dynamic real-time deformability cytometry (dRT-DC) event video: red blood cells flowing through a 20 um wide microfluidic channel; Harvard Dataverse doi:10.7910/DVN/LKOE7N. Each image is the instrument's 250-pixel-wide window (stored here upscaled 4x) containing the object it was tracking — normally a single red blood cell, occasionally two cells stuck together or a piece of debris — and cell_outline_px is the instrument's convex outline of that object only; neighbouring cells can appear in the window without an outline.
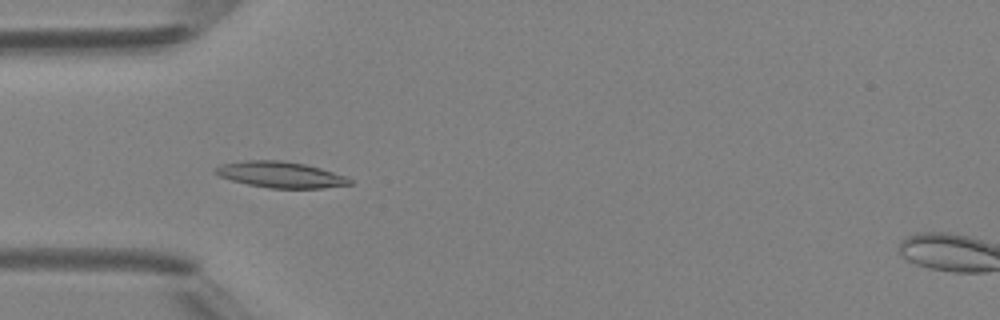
{"species": "Egyptian fruit bat (a non-hibernating species)", "species_latin": "Rousettus aegyptiacus", "temperature_condition": "room temperature", "stored_images_in_passage": 7, "camera_frame_rate_fps": 3000, "um_per_image_px": 0.085, "animal": {"sex": "female"}, "frame": {"image": 1, "passage_image": 5, "time_ms": 4.667, "image_size_px": [1000, 320], "cell_outline_px": [[352, 184], [324, 188], [268, 188], [248, 184], [232, 180], [220, 176], [212, 168], [220, 164], [248, 160], [280, 160], [304, 164], [320, 168], [348, 176], [352, 180]], "centroid_in_image_um": [23.87, 14.84], "position_along_channel_um": 61.1, "area_um2": 20.4}}
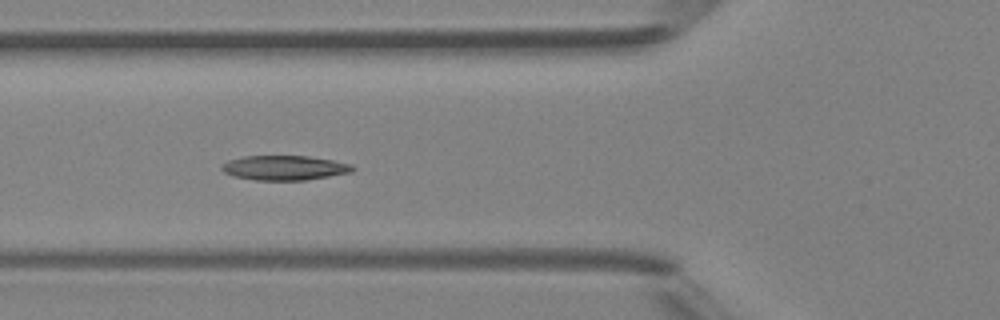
{"frame": {"image": 2, "passage_image": 6, "time_ms": 5.667, "image_size_px": [1000, 320], "cell_outline_px": [[356, 168], [352, 172], [304, 180], [256, 180], [236, 176], [224, 172], [220, 168], [228, 160], [244, 156], [308, 156], [332, 160], [352, 164]], "centroid_in_image_um": [24.21, 14.26], "position_along_channel_um": 101.6, "area_um2": 18.61}}
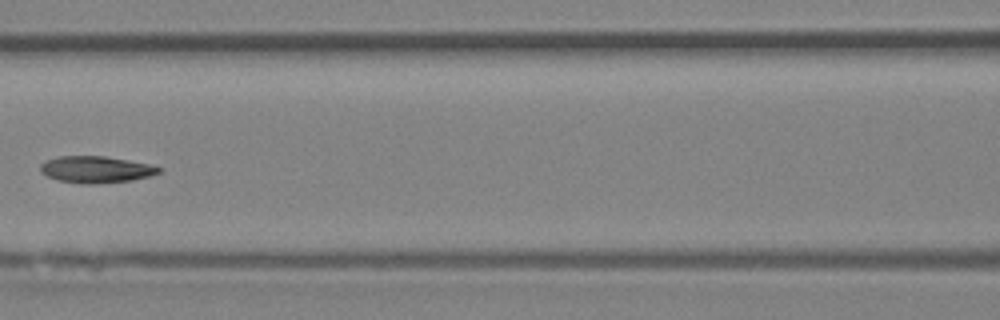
{"frame": {"image": 3, "passage_image": 7, "time_ms": 7.0, "image_size_px": [1000, 320], "cell_outline_px": [[164, 168], [160, 172], [148, 176], [132, 180], [96, 184], [80, 184], [56, 180], [40, 172], [40, 164], [44, 160], [56, 156], [104, 156], [152, 164]], "centroid_in_image_um": [8.13, 14.4], "position_along_channel_um": 158.5, "area_um2": 18.73}}